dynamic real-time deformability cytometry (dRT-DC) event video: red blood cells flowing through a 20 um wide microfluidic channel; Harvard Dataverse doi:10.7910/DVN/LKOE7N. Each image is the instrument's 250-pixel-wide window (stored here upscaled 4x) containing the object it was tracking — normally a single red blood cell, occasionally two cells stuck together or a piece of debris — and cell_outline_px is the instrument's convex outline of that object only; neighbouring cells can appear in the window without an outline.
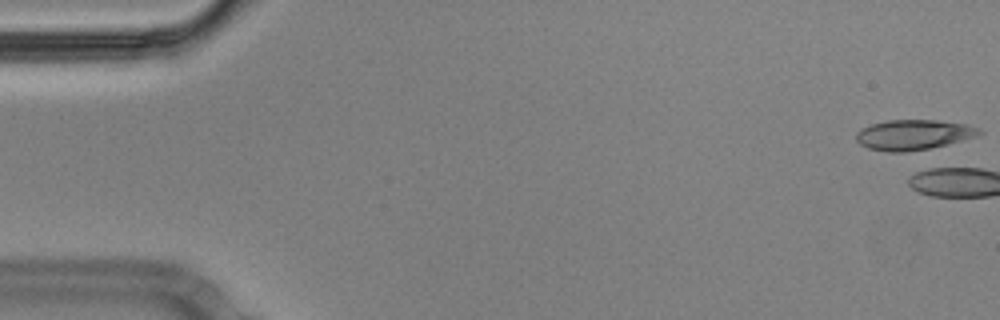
{"species": "Egyptian fruit bat (a non-hibernating species)", "species_latin": "Rousettus aegyptiacus", "temperature_condition": "cold", "stored_images_in_passage": 3, "camera_frame_rate_fps": 3000, "um_per_image_px": 0.085, "animal": {"sex": "male"}, "frame": {"image": 1, "passage_image": 1, "time_ms": 0.0, "image_size_px": [1000, 320], "cell_outline_px": [[984, 132], [960, 140], [928, 148], [904, 152], [888, 152], [868, 148], [860, 144], [856, 140], [856, 132], [872, 124], [888, 120], [936, 120], [968, 124]], "centroid_in_image_um": [77.58, 11.45], "position_along_channel_um": 7.4, "area_um2": 21.15}}